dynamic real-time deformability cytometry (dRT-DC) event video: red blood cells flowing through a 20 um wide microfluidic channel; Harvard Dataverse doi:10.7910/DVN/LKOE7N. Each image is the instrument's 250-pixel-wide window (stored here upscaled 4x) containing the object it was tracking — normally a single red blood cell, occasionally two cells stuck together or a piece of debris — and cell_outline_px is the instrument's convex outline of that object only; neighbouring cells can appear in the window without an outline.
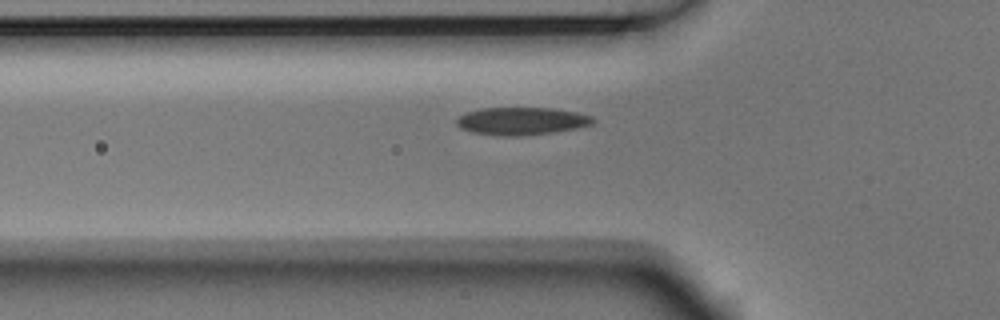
{"species": "Egyptian fruit bat (a non-hibernating species)", "species_latin": "Rousettus aegyptiacus", "temperature_condition": "room temperature", "stored_images_in_passage": 5, "camera_frame_rate_fps": 3000, "um_per_image_px": 0.085, "animal": {"sex": "male"}, "frame": {"image": 1, "passage_image": 4, "time_ms": 1.0, "image_size_px": [1000, 320], "cell_outline_px": [[596, 120], [592, 124], [576, 128], [552, 132], [520, 136], [500, 136], [472, 132], [460, 128], [456, 124], [456, 120], [460, 116], [468, 112], [480, 108], [552, 108], [576, 112], [592, 116]], "centroid_in_image_um": [44.33, 10.29], "position_along_channel_um": 81.5, "area_um2": 21.91}}
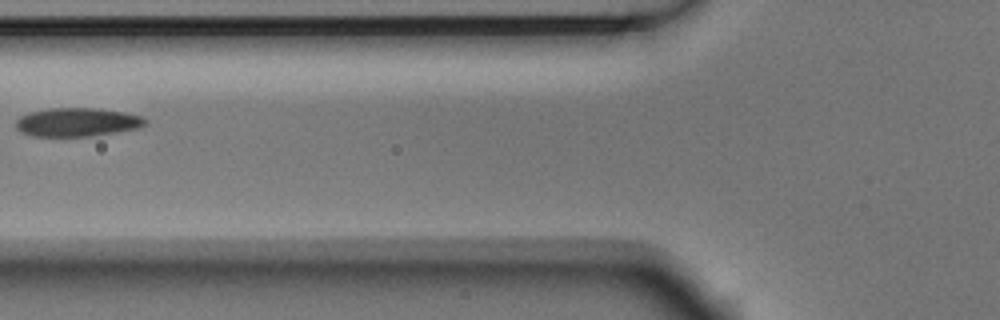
{"frame": {"image": 2, "passage_image": 5, "time_ms": 1.333, "image_size_px": [1000, 320], "cell_outline_px": [[148, 124], [140, 128], [92, 136], [32, 136], [20, 132], [16, 128], [16, 120], [20, 116], [32, 112], [48, 108], [100, 108], [124, 112], [140, 116], [148, 120]], "centroid_in_image_um": [6.59, 10.38], "position_along_channel_um": 119.2, "area_um2": 21.73}}